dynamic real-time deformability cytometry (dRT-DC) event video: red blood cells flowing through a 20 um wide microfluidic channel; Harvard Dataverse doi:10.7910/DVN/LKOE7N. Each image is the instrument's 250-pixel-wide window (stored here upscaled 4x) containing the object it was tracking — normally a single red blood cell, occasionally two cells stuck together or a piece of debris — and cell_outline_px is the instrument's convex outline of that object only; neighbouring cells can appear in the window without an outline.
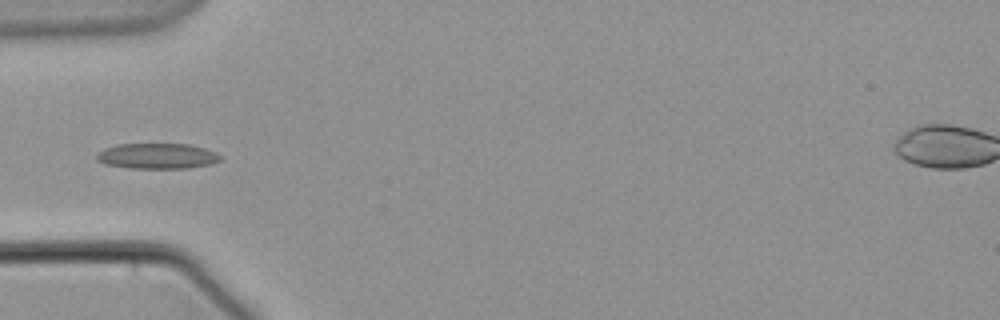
{"species": "common noctule bat (a hibernating species)", "species_latin": "Nyctalus noctula", "temperature_condition": "warm", "stored_images_in_passage": 5, "camera_frame_rate_fps": 3000, "um_per_image_px": 0.085, "animal": {"sex": "male", "body_mass_g": 21.5, "forearm_length_mm": 52.0}, "frame": {"image": 1, "passage_image": 5, "time_ms": 5.667, "image_size_px": [1000, 320], "cell_outline_px": [[220, 160], [212, 164], [188, 168], [128, 168], [104, 164], [96, 160], [96, 152], [104, 148], [116, 144], [188, 144], [204, 148], [216, 152], [220, 156]], "centroid_in_image_um": [13.31, 13.26], "position_along_channel_um": 71.7, "area_um2": 18.55}}